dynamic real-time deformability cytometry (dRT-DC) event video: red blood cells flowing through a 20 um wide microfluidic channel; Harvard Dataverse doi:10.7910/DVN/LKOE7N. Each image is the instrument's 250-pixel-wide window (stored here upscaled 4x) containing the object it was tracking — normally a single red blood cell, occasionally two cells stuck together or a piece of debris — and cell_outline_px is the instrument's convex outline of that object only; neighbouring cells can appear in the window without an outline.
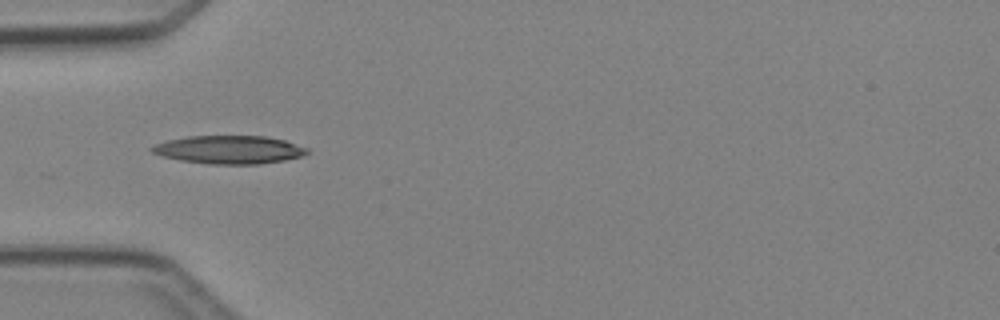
{"species": "Egyptian fruit bat (a non-hibernating species)", "species_latin": "Rousettus aegyptiacus", "temperature_condition": "cold", "stored_images_in_passage": 5, "camera_frame_rate_fps": 3000, "um_per_image_px": 0.085, "animal": {"sex": "female"}, "frame": {"image": 1, "passage_image": 5, "time_ms": 4.333, "image_size_px": [1000, 320], "cell_outline_px": [[308, 152], [304, 156], [284, 160], [260, 164], [208, 164], [180, 160], [164, 156], [152, 152], [148, 148], [156, 144], [168, 140], [188, 136], [264, 136], [284, 140], [308, 148]], "centroid_in_image_um": [19.49, 12.72], "position_along_channel_um": 65.5, "area_um2": 25.43}}